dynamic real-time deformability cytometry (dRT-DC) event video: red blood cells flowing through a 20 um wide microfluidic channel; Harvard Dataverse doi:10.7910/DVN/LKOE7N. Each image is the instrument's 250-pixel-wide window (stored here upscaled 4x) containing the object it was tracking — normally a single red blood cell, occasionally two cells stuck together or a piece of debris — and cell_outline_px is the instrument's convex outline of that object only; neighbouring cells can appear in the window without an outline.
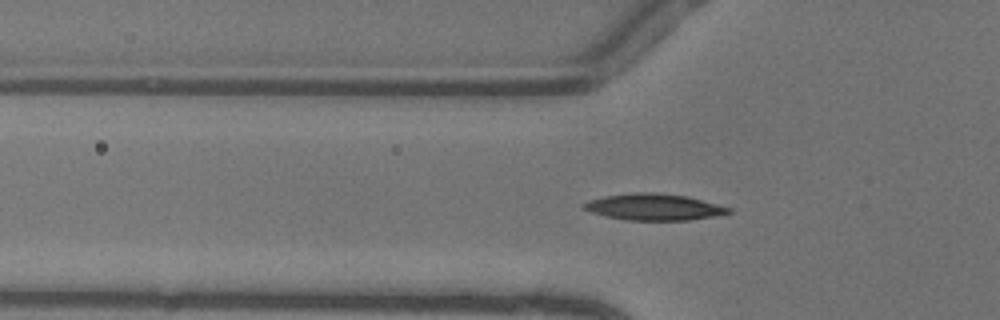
{"species": "common noctule bat (a hibernating species)", "species_latin": "Nyctalus noctula", "temperature_condition": "warm", "stored_images_in_passage": 40, "camera_frame_rate_fps": 3000, "um_per_image_px": 0.085, "animal": {"sex": "female"}, "frame": {"image": 1, "passage_image": 11, "time_ms": 3.333, "image_size_px": [1000, 320], "cell_outline_px": [[732, 212], [712, 216], [688, 220], [628, 220], [608, 216], [592, 212], [584, 208], [584, 204], [588, 200], [604, 196], [636, 192], [656, 192], [688, 196], [732, 208]], "centroid_in_image_um": [55.61, 17.58], "position_along_channel_um": 70.2, "area_um2": 22.08}}
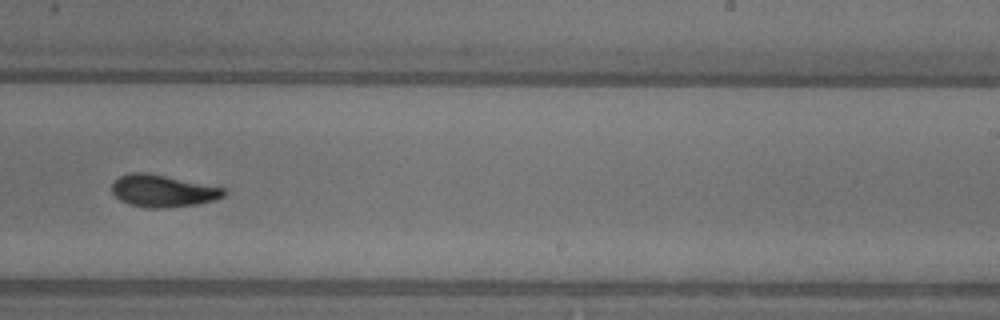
{"frame": {"image": 2, "passage_image": 26, "time_ms": 8.333, "image_size_px": [1000, 320], "cell_outline_px": [[224, 196], [212, 200], [196, 204], [164, 208], [148, 208], [128, 204], [120, 200], [112, 192], [112, 184], [120, 176], [128, 172], [148, 172], [224, 188]], "centroid_in_image_um": [13.79, 16.22], "position_along_channel_um": 275.2, "area_um2": 20.81}}
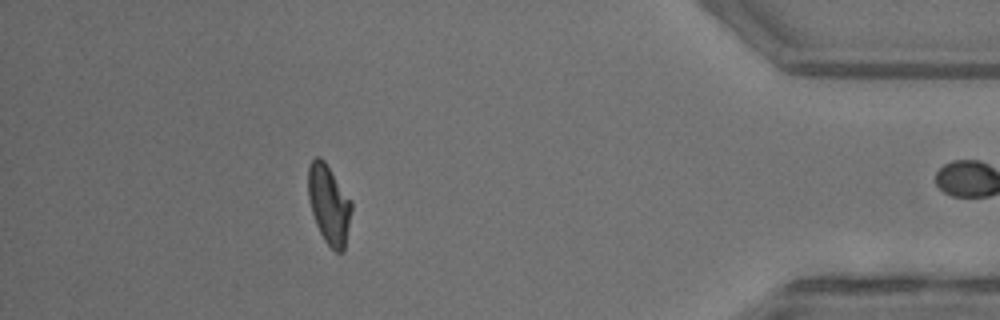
{"frame": {"image": 3, "passage_image": 39, "time_ms": 12.667, "image_size_px": [1000, 320], "cell_outline_px": [[352, 208], [344, 252], [336, 252], [324, 240], [316, 224], [308, 200], [308, 168], [312, 160], [316, 156], [320, 156], [324, 160], [352, 204]], "centroid_in_image_um": [27.94, 17.39], "position_along_channel_um": 407.3, "area_um2": 19.65}}